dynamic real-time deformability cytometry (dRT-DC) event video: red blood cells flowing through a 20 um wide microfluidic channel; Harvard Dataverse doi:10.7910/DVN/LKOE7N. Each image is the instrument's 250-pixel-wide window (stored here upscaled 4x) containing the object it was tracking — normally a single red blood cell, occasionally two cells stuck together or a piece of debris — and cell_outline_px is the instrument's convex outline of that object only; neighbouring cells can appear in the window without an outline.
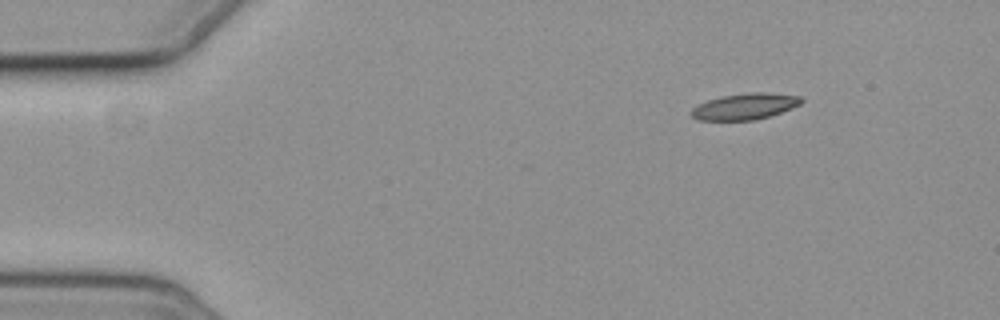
{"species": "common noctule bat (a hibernating species)", "species_latin": "Nyctalus noctula", "temperature_condition": "cold", "stored_images_in_passage": 4, "camera_frame_rate_fps": 3000, "um_per_image_px": 0.085, "animal": {"sex": "female", "body_mass_g": 19.3, "forearm_length_mm": 54.1}, "frame": {"image": 1, "passage_image": 1, "time_ms": 0.0, "image_size_px": [1000, 320], "cell_outline_px": [[804, 100], [800, 104], [792, 108], [756, 120], [700, 120], [692, 116], [688, 112], [692, 108], [708, 100], [720, 96], [748, 92], [764, 92], [800, 96]], "centroid_in_image_um": [63.3, 9.04], "position_along_channel_um": 21.7, "area_um2": 16.76}}
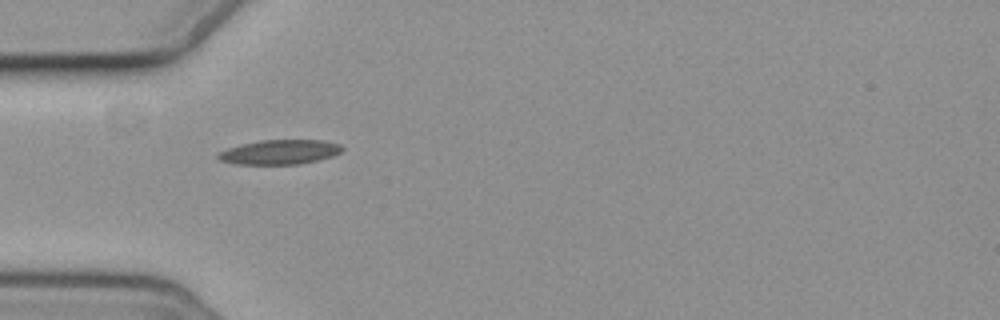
{"frame": {"image": 2, "passage_image": 3, "time_ms": 3.333, "image_size_px": [1000, 320], "cell_outline_px": [[344, 148], [340, 152], [332, 156], [300, 164], [236, 164], [220, 160], [216, 156], [220, 152], [228, 148], [240, 144], [260, 140], [324, 140], [340, 144]], "centroid_in_image_um": [23.78, 12.92], "position_along_channel_um": 61.2, "area_um2": 17.69}}
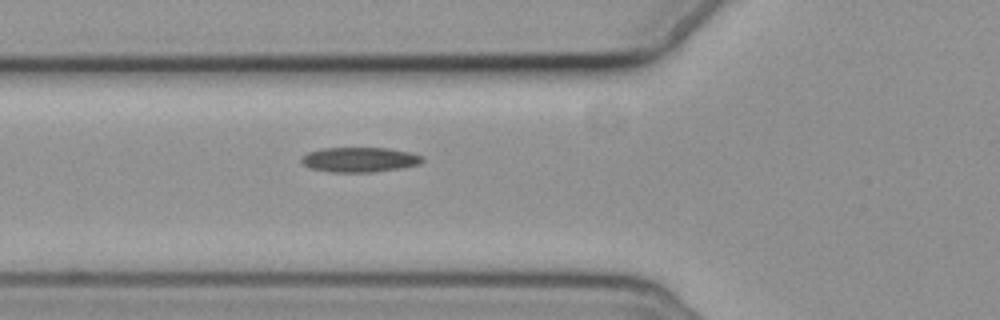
{"frame": {"image": 3, "passage_image": 4, "time_ms": 4.333, "image_size_px": [1000, 320], "cell_outline_px": [[424, 160], [420, 164], [400, 168], [372, 172], [332, 172], [308, 168], [300, 160], [308, 152], [320, 148], [388, 148], [412, 152], [424, 156]], "centroid_in_image_um": [30.59, 13.56], "position_along_channel_um": 95.2, "area_um2": 17.63}}